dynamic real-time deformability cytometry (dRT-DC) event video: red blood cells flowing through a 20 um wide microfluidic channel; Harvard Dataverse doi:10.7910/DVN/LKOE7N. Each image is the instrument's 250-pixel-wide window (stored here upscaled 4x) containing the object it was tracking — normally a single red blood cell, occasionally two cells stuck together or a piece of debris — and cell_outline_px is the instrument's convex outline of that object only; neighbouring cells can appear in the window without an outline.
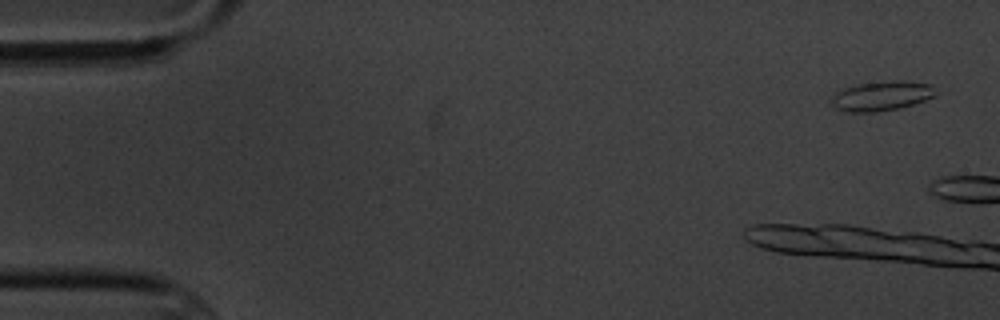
{"species": "common noctule bat (a hibernating species)", "species_latin": "Nyctalus noctula", "temperature_condition": "cold", "stored_images_in_passage": 7, "camera_frame_rate_fps": 3000, "um_per_image_px": 0.085, "animal": {"sex": "male", "body_mass_g": 20.1, "forearm_length_mm": 53.5}, "frame": {"image": 1, "passage_image": 1, "time_ms": 0.0, "image_size_px": [1000, 320], "cell_outline_px": [[936, 96], [900, 108], [876, 112], [848, 112], [836, 108], [828, 104], [828, 100], [840, 88], [856, 84], [892, 80], [904, 80], [932, 84], [936, 92]], "centroid_in_image_um": [74.88, 8.14], "position_along_channel_um": 10.1, "area_um2": 18.44}}